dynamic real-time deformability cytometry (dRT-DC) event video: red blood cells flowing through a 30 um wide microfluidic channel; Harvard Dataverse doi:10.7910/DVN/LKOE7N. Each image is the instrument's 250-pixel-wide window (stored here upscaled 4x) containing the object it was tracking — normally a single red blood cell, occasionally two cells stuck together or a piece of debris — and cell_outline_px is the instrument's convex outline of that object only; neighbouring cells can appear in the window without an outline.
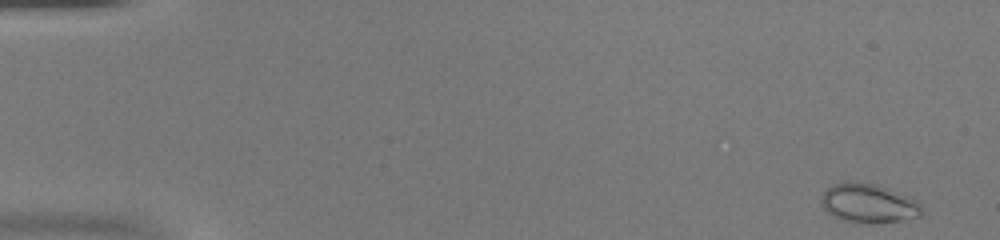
{"species": "common noctule bat (a hibernating species)", "species_latin": "Nyctalus noctula", "temperature_condition": "warm", "stored_images_in_passage": 52, "camera_frame_rate_fps": 3000, "um_per_image_px": 0.085, "animal": {"sex": "female", "body_mass_g": 20.0, "forearm_length_mm": 54.0}, "frame": {"image": 1, "passage_image": 1, "time_ms": 0.0, "image_size_px": [1000, 240], "cell_outline_px": [[924, 212], [920, 216], [900, 220], [872, 224], [864, 224], [844, 220], [832, 216], [820, 204], [820, 196], [832, 184], [876, 184], [912, 196], [920, 204]], "centroid_in_image_um": [73.86, 17.32], "position_along_channel_um": 11.1, "area_um2": 22.77}}
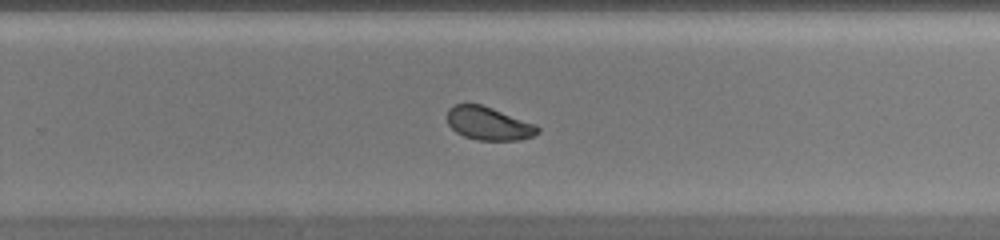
{"frame": {"image": 2, "passage_image": 34, "time_ms": 11.0, "image_size_px": [1000, 240], "cell_outline_px": [[540, 132], [532, 136], [520, 140], [476, 140], [464, 136], [456, 132], [448, 124], [448, 108], [452, 104], [480, 104], [492, 108], [536, 124], [540, 128]], "centroid_in_image_um": [41.53, 10.5], "position_along_channel_um": 288.3, "area_um2": 17.51}}
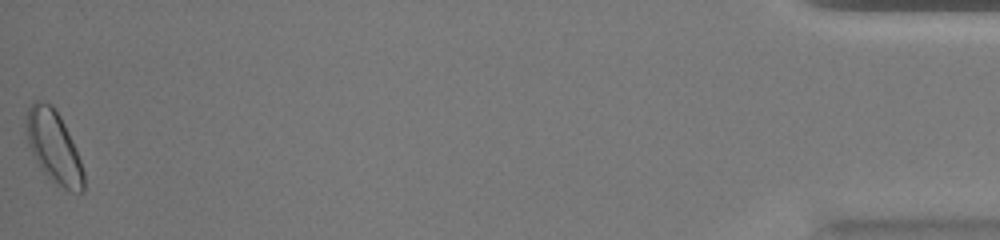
{"frame": {"image": 3, "passage_image": 52, "time_ms": 17.0, "image_size_px": [1000, 240], "cell_outline_px": [[84, 192], [72, 192], [56, 184], [40, 168], [28, 144], [24, 120], [28, 108], [36, 100], [40, 100], [52, 104], [60, 116], [76, 148], [84, 172]], "centroid_in_image_um": [4.56, 12.46], "position_along_channel_um": 430.6, "area_um2": 24.16}, "authors_computed_cell_mechanics": {"area_um2": 19.5942, "velocity_mm_per_s": 3.9172, "shape_relaxation_time_tau1_ms": 2.9835, "shape_relaxation_time_tau2_ms": null, "deformation_change_tau1": 0.1001, "deformation_change_tau2": null}}